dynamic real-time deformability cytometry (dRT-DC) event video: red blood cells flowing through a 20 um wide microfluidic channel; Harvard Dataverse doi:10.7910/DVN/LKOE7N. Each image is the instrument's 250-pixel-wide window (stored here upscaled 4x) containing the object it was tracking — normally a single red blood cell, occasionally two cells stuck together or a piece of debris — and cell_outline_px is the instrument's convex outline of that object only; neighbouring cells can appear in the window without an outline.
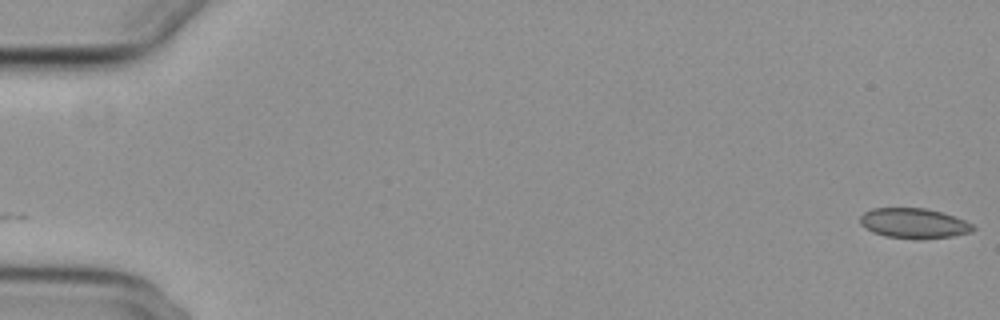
{"species": "common noctule bat (a hibernating species)", "species_latin": "Nyctalus noctula", "temperature_condition": "cold", "stored_images_in_passage": 20, "camera_frame_rate_fps": 3000, "um_per_image_px": 0.085, "animal": {"sex": "female", "body_mass_g": 29.2, "forearm_length_mm": 56.3}, "frame": {"image": 1, "passage_image": 1, "time_ms": 0.0, "image_size_px": [1000, 320], "cell_outline_px": [[976, 228], [972, 232], [952, 236], [920, 240], [916, 240], [884, 236], [872, 232], [864, 228], [860, 224], [860, 216], [864, 212], [872, 208], [924, 208], [940, 212], [964, 220], [972, 224]], "centroid_in_image_um": [77.65, 19.0], "position_along_channel_um": 7.4, "area_um2": 20.0}}
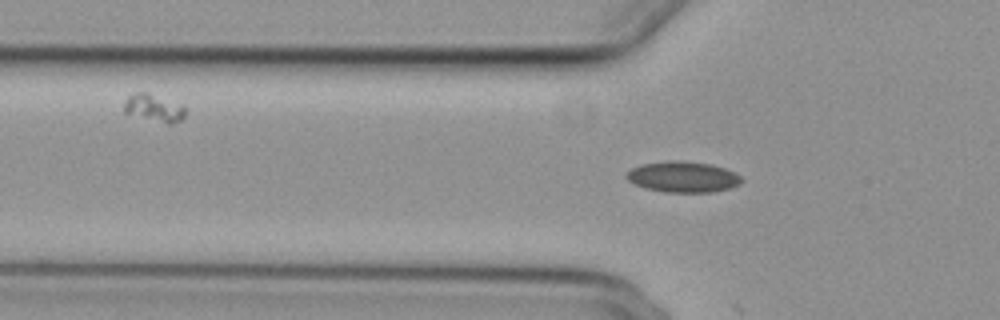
{"frame": {"image": 2, "passage_image": 19, "time_ms": 6.0, "image_size_px": [1000, 320], "cell_outline_px": [[744, 180], [740, 184], [728, 188], [712, 192], [664, 192], [644, 188], [628, 180], [624, 176], [632, 168], [640, 164], [668, 160], [680, 160], [712, 164], [724, 168], [740, 176]], "centroid_in_image_um": [58.03, 15.03], "position_along_channel_um": 67.8, "area_um2": 20.75}}